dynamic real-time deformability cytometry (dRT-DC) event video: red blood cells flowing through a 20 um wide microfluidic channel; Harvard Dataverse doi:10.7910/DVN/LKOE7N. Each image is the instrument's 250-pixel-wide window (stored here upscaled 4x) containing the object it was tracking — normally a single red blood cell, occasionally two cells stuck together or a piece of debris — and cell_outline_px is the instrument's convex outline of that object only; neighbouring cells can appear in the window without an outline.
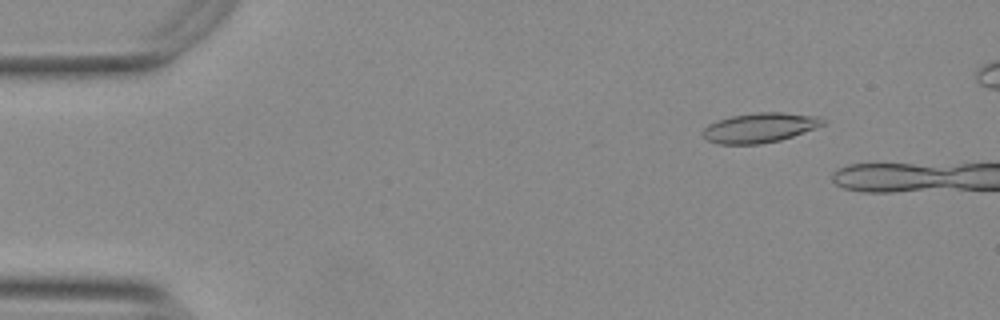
{"species": "Egyptian fruit bat (a non-hibernating species)", "species_latin": "Rousettus aegyptiacus", "temperature_condition": "warm", "stored_images_in_passage": 10, "camera_frame_rate_fps": 3000, "um_per_image_px": 0.085, "animal": {"sex": "female"}, "frame": {"image": 1, "passage_image": 4, "time_ms": 1.0, "image_size_px": [1000, 320], "cell_outline_px": [[828, 120], [824, 124], [792, 136], [780, 140], [760, 144], [716, 144], [708, 140], [700, 132], [708, 124], [716, 120], [732, 116], [756, 112], [784, 112], [820, 116]], "centroid_in_image_um": [64.57, 10.84], "position_along_channel_um": 20.4, "area_um2": 20.92}}